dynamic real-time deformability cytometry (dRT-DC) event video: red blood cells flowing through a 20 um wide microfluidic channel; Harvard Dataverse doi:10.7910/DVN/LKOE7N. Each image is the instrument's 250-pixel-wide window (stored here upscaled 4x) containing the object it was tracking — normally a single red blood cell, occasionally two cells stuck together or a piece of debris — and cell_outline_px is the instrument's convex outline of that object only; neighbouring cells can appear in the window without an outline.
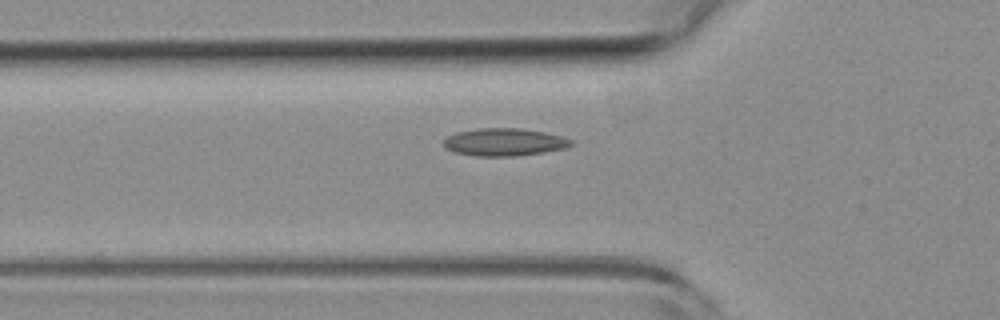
{"species": "common noctule bat (a hibernating species)", "species_latin": "Nyctalus noctula", "temperature_condition": "room temperature", "stored_images_in_passage": 38, "camera_frame_rate_fps": 3000, "um_per_image_px": 0.085, "animal": {"sex": "female", "body_mass_g": 19.3, "forearm_length_mm": 54.1}, "frame": {"image": 1, "passage_image": 9, "time_ms": 2.667, "image_size_px": [1000, 320], "cell_outline_px": [[576, 144], [564, 148], [544, 152], [516, 156], [476, 156], [456, 152], [448, 148], [444, 144], [444, 140], [448, 136], [456, 132], [476, 128], [520, 128], [544, 132], [560, 136], [572, 140]], "centroid_in_image_um": [42.89, 12.07], "position_along_channel_um": 82.9, "area_um2": 20.4}}
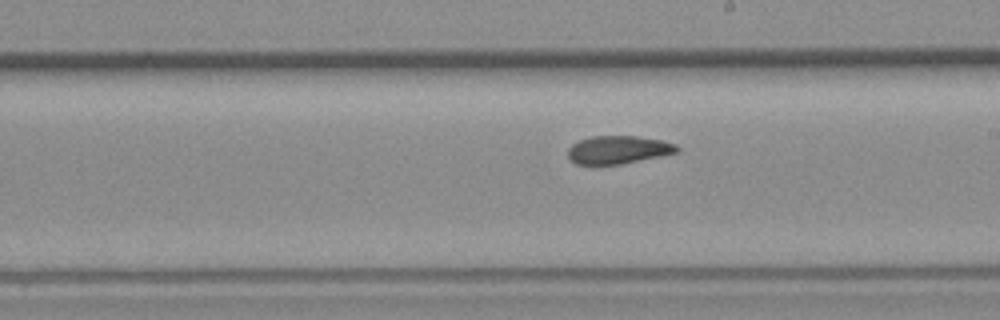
{"frame": {"image": 2, "passage_image": 21, "time_ms": 6.667, "image_size_px": [1000, 320], "cell_outline_px": [[680, 152], [620, 164], [576, 164], [568, 160], [568, 148], [572, 144], [580, 140], [592, 136], [636, 136], [660, 140], [676, 144], [680, 148]], "centroid_in_image_um": [52.54, 12.73], "position_along_channel_um": 236.5, "area_um2": 17.8}}
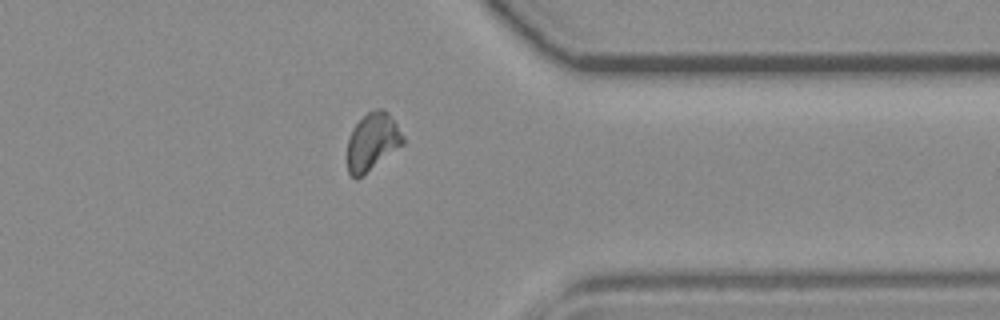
{"frame": {"image": 3, "passage_image": 33, "time_ms": 10.667, "image_size_px": [1000, 320], "cell_outline_px": [[404, 144], [356, 180], [348, 172], [348, 140], [352, 128], [368, 112], [376, 108], [384, 108], [388, 112], [404, 136]], "centroid_in_image_um": [31.66, 12.03], "position_along_channel_um": 379.7, "area_um2": 18.5}}